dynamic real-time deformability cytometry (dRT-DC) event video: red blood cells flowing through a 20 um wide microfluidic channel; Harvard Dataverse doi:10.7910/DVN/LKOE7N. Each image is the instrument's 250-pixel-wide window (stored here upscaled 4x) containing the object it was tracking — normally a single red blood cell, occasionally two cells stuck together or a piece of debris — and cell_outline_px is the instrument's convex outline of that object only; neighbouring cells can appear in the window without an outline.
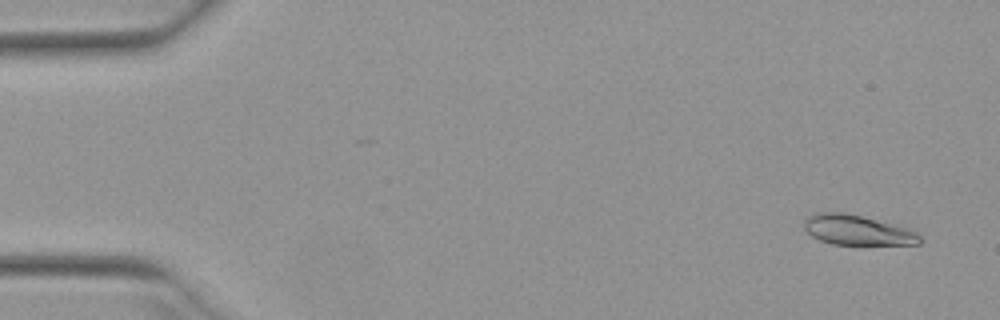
{"species": "Egyptian fruit bat (a non-hibernating species)", "species_latin": "Rousettus aegyptiacus", "temperature_condition": "warm", "stored_images_in_passage": 50, "camera_frame_rate_fps": 3000, "um_per_image_px": 0.085, "animal": {"sex": "female"}, "frame": {"image": 1, "passage_image": 1, "time_ms": 0.0, "image_size_px": [1000, 320], "cell_outline_px": [[920, 244], [832, 244], [820, 240], [812, 236], [804, 228], [804, 220], [812, 212], [844, 212], [860, 216], [904, 228], [916, 232], [920, 236]], "centroid_in_image_um": [72.78, 19.55], "position_along_channel_um": 12.2, "area_um2": 19.77}}
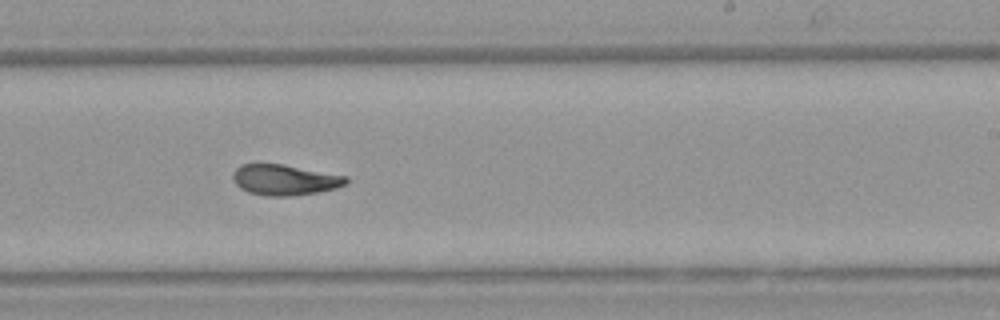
{"frame": {"image": 2, "passage_image": 30, "time_ms": 9.667, "image_size_px": [1000, 320], "cell_outline_px": [[348, 180], [344, 184], [336, 188], [316, 192], [292, 196], [268, 196], [248, 192], [240, 188], [232, 180], [232, 172], [240, 164], [284, 164], [348, 176]], "centroid_in_image_um": [24.17, 15.28], "position_along_channel_um": 264.8, "area_um2": 20.29}}
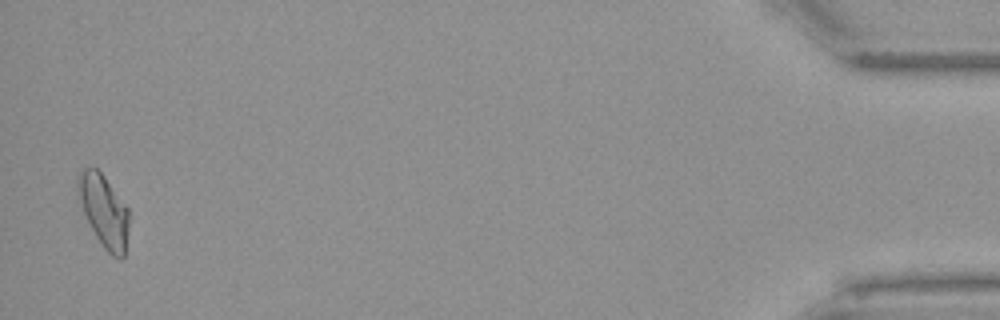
{"frame": {"image": 3, "passage_image": 49, "time_ms": 16.0, "image_size_px": [1000, 320], "cell_outline_px": [[128, 228], [124, 256], [120, 260], [112, 256], [104, 248], [96, 236], [84, 212], [80, 200], [76, 184], [76, 176], [84, 168], [96, 168], [104, 176], [128, 208]], "centroid_in_image_um": [8.83, 17.92], "position_along_channel_um": 426.4, "area_um2": 21.1}, "authors_computed_cell_mechanics": {"area_um2": 20.4612, "velocity_mm_per_s": 3.9619, "shape_relaxation_time_tau1_ms": 6.1024, "shape_relaxation_time_tau2_ms": 1.748, "deformation_change_tau1": 0.2172, "deformation_change_tau2": 0.0821}}